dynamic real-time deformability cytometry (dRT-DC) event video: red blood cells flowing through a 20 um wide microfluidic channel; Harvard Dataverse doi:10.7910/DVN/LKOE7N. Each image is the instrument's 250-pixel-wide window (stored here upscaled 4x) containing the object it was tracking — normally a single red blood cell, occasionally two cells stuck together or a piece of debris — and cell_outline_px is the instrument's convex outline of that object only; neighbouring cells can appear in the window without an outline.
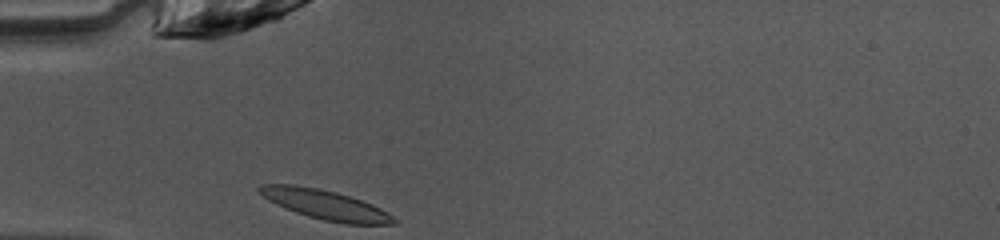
{"species": "common noctule bat (a hibernating species)", "species_latin": "Nyctalus noctula", "temperature_condition": "warm", "stored_images_in_passage": 29, "camera_frame_rate_fps": 3000, "um_per_image_px": 0.085, "animal": {"sex": "female", "body_mass_g": 10.0, "forearm_length_mm": 53.1}, "frame": {"image": 1, "passage_image": 1, "time_ms": 0.0, "image_size_px": [1000, 240], "cell_outline_px": [[400, 220], [396, 224], [344, 224], [324, 220], [308, 216], [296, 212], [276, 204], [268, 200], [256, 188], [260, 184], [292, 184], [316, 188], [336, 192], [372, 204], [380, 208]], "centroid_in_image_um": [27.68, 17.41], "position_along_channel_um": 57.3, "area_um2": 23.0}}
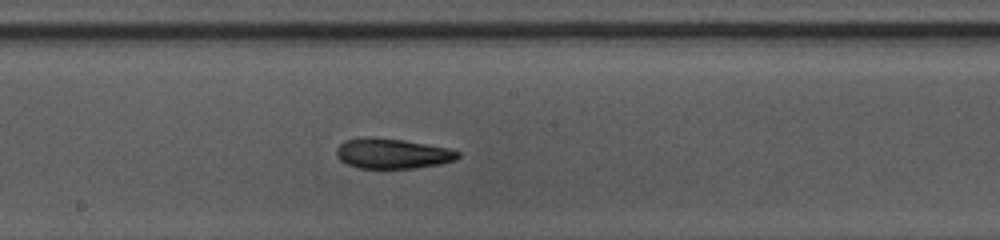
{"frame": {"image": 2, "passage_image": 13, "time_ms": 4.0, "image_size_px": [1000, 240], "cell_outline_px": [[460, 156], [456, 160], [440, 164], [416, 168], [356, 168], [340, 160], [336, 156], [336, 148], [344, 140], [364, 136], [372, 136], [404, 140], [428, 144], [448, 148], [460, 152]], "centroid_in_image_um": [33.33, 13.04], "position_along_channel_um": 214.9, "area_um2": 21.68}}
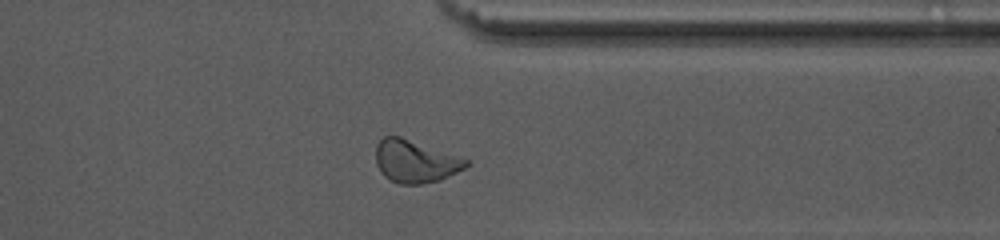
{"frame": {"image": 3, "passage_image": 25, "time_ms": 8.0, "image_size_px": [1000, 240], "cell_outline_px": [[468, 164], [464, 168], [440, 180], [420, 184], [400, 184], [384, 176], [380, 172], [376, 164], [376, 144], [384, 136], [400, 136], [464, 156], [468, 160]], "centroid_in_image_um": [35.31, 13.69], "position_along_channel_um": 376.1, "area_um2": 22.66}, "authors_computed_cell_mechanics": {"area_um2": 21.2704, "velocity_mm_per_s": 4.0777, "shape_relaxation_time_tau1_ms": 5.3433, "shape_relaxation_time_tau2_ms": 3.6859, "deformation_change_tau1": 0.2054, "deformation_change_tau2": 0.1081}}